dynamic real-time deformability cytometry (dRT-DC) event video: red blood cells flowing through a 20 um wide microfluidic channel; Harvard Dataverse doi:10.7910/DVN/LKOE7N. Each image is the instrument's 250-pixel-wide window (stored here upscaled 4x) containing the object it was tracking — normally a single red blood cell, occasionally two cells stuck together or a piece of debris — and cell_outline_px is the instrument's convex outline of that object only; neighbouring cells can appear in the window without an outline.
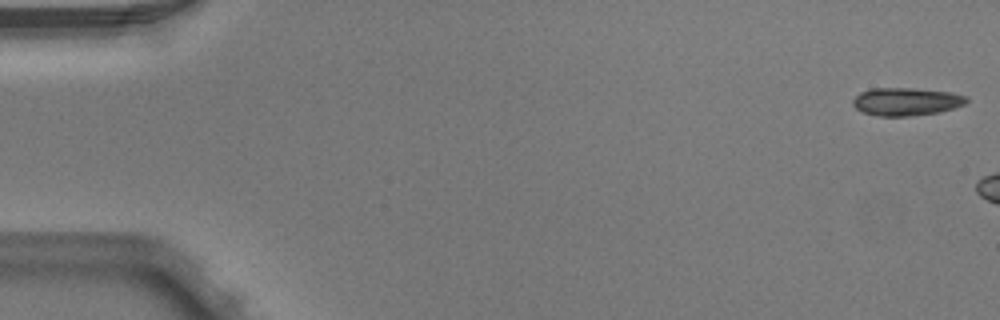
{"species": "Egyptian fruit bat (a non-hibernating species)", "species_latin": "Rousettus aegyptiacus", "temperature_condition": "warm", "stored_images_in_passage": 3, "camera_frame_rate_fps": 3000, "um_per_image_px": 0.085, "animal": {"sex": "male"}, "frame": {"image": 1, "passage_image": 1, "time_ms": 0.0, "image_size_px": [1000, 320], "cell_outline_px": [[968, 100], [964, 104], [940, 112], [912, 116], [880, 116], [860, 112], [852, 104], [852, 100], [860, 92], [872, 88], [912, 88], [948, 92], [968, 96]], "centroid_in_image_um": [77.0, 8.64], "position_along_channel_um": 8.0, "area_um2": 18.5}}